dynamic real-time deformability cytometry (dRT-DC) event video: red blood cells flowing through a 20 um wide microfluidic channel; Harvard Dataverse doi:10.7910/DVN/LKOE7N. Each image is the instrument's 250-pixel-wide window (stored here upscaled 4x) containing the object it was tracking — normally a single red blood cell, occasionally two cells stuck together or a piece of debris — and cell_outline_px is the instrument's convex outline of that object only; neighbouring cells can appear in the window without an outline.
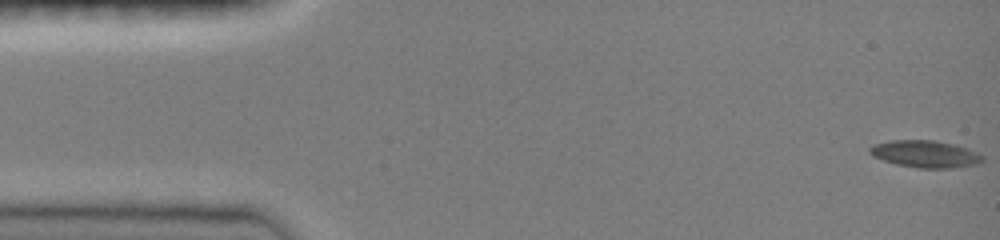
{"species": "common noctule bat (a hibernating species)", "species_latin": "Nyctalus noctula", "temperature_condition": "room temperature", "stored_images_in_passage": 47, "camera_frame_rate_fps": 3000, "um_per_image_px": 0.085, "animal": {"sex": "female", "body_mass_g": 19.0, "forearm_length_mm": 51.5}, "frame": {"image": 1, "passage_image": 1, "time_ms": 0.0, "image_size_px": [1000, 240], "cell_outline_px": [[984, 160], [976, 164], [952, 168], [920, 168], [896, 164], [872, 156], [868, 152], [868, 148], [872, 144], [888, 140], [936, 140], [952, 144], [976, 152], [984, 156]], "centroid_in_image_um": [78.59, 13.08], "position_along_channel_um": 6.4, "area_um2": 17.8}}
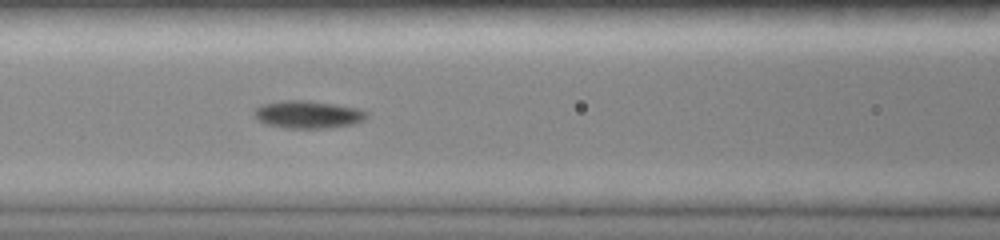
{"frame": {"image": 2, "passage_image": 20, "time_ms": 6.333, "image_size_px": [1000, 240], "cell_outline_px": [[368, 116], [364, 120], [356, 124], [328, 128], [288, 128], [268, 124], [256, 120], [252, 112], [260, 104], [284, 100], [308, 100], [336, 104], [360, 108], [368, 112]], "centroid_in_image_um": [26.2, 9.72], "position_along_channel_um": 140.4, "area_um2": 18.44}}
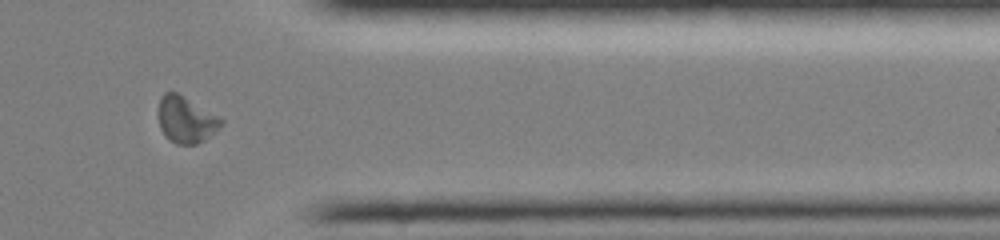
{"frame": {"image": 3, "passage_image": 39, "time_ms": 12.667, "image_size_px": [1000, 240], "cell_outline_px": [[224, 120], [204, 140], [196, 144], [176, 144], [160, 128], [160, 96], [164, 92], [176, 92]], "centroid_in_image_um": [15.78, 10.16], "position_along_channel_um": 395.6, "area_um2": 16.07}, "authors_computed_cell_mechanics": {"area_um2": 16.762, "velocity_mm_per_s": 4.0724, "shape_relaxation_time_tau1_ms": 7.3921, "shape_relaxation_time_tau2_ms": null, "deformation_change_tau1": 0.1887, "deformation_change_tau2": null}}